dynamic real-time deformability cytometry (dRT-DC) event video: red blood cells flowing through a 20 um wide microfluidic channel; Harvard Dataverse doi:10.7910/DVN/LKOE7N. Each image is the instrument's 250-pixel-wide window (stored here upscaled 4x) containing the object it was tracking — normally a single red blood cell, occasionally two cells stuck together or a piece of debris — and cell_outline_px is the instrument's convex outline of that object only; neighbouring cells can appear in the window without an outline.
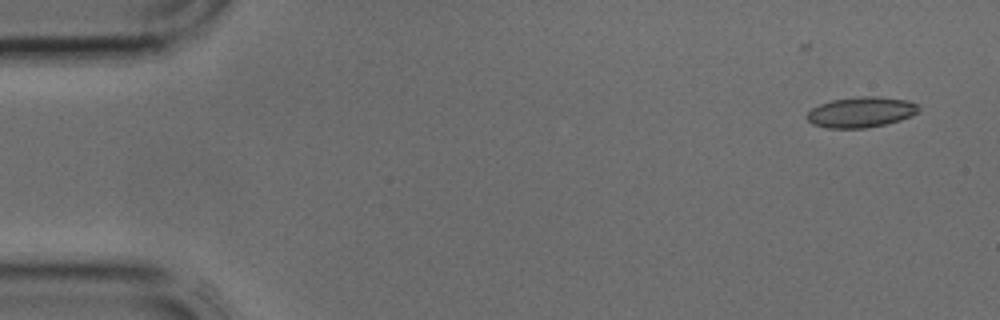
{"species": "common noctule bat (a hibernating species)", "species_latin": "Nyctalus noctula", "temperature_condition": "cold", "stored_images_in_passage": 3, "camera_frame_rate_fps": 3000, "um_per_image_px": 0.085, "animal": {"sex": "male", "body_mass_g": 17.9, "forearm_length_mm": 54.2}, "frame": {"image": 1, "passage_image": 1, "time_ms": 0.0, "image_size_px": [1000, 320], "cell_outline_px": [[920, 108], [912, 116], [900, 120], [884, 124], [864, 128], [828, 128], [812, 124], [804, 116], [812, 108], [820, 104], [832, 100], [860, 96], [880, 96], [908, 100], [916, 104]], "centroid_in_image_um": [73.17, 9.52], "position_along_channel_um": 11.8, "area_um2": 19.88}}